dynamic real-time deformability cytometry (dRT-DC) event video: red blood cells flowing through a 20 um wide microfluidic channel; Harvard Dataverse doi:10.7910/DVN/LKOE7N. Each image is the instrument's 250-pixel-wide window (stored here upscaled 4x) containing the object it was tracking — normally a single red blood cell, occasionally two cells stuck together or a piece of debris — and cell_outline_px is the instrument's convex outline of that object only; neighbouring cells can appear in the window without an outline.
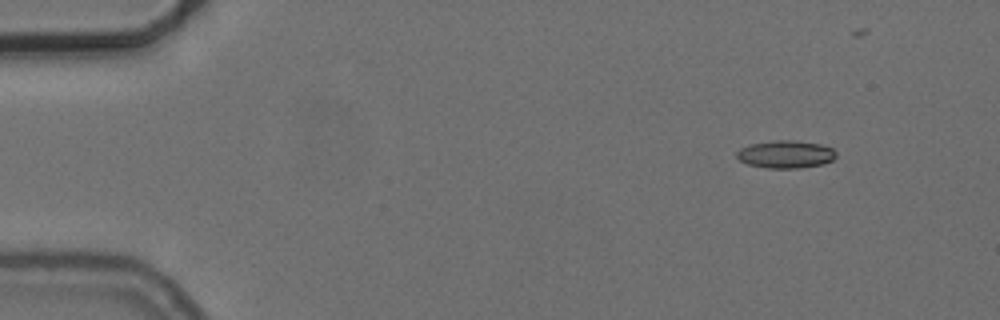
{"species": "common noctule bat (a hibernating species)", "species_latin": "Nyctalus noctula", "temperature_condition": "cold", "stored_images_in_passage": 5, "camera_frame_rate_fps": 3000, "um_per_image_px": 0.085, "animal": {"sex": "female", "body_mass_g": 24.6, "forearm_length_mm": 56.2}, "frame": {"image": 1, "passage_image": 2, "time_ms": 2.0, "image_size_px": [1000, 320], "cell_outline_px": [[836, 156], [832, 160], [824, 164], [796, 168], [768, 168], [748, 164], [740, 160], [736, 156], [736, 152], [740, 148], [752, 144], [776, 140], [796, 140], [820, 144], [832, 148], [836, 152]], "centroid_in_image_um": [66.8, 13.11], "position_along_channel_um": 18.2, "area_um2": 15.95}}
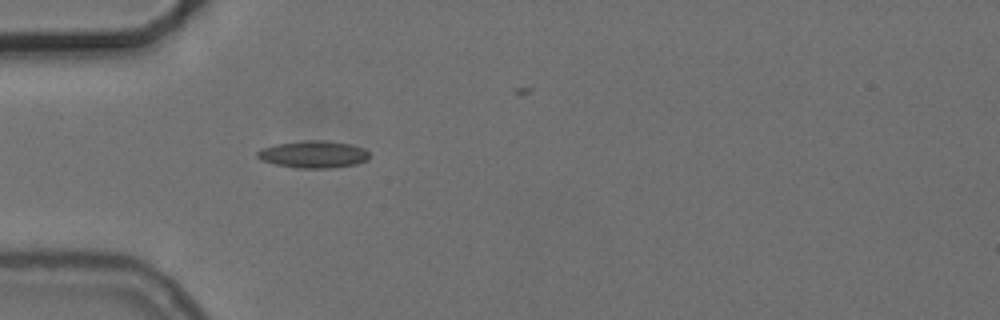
{"frame": {"image": 2, "passage_image": 5, "time_ms": 5.667, "image_size_px": [1000, 320], "cell_outline_px": [[368, 160], [356, 164], [328, 168], [300, 168], [276, 164], [260, 160], [256, 156], [256, 152], [260, 148], [276, 144], [304, 140], [324, 140], [348, 144], [364, 148], [368, 152]], "centroid_in_image_um": [26.6, 13.11], "position_along_channel_um": 58.4, "area_um2": 17.69}}